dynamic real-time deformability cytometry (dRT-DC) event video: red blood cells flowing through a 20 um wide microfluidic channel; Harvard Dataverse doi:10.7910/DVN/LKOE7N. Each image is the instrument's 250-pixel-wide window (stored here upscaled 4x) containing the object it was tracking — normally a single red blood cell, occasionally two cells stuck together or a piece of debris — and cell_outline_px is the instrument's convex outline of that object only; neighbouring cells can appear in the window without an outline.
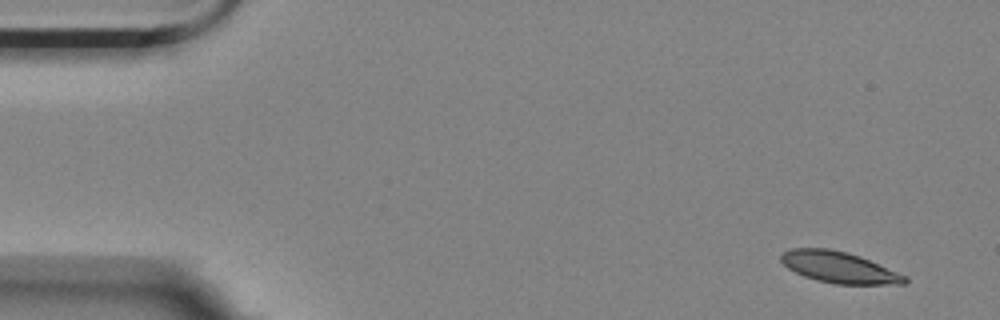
{"species": "Egyptian fruit bat (a non-hibernating species)", "species_latin": "Rousettus aegyptiacus", "temperature_condition": "room temperature", "stored_images_in_passage": 4, "camera_frame_rate_fps": 3000, "um_per_image_px": 0.085, "animal": {"sex": "female"}, "frame": {"image": 1, "passage_image": 1, "time_ms": 0.0, "image_size_px": [1000, 320], "cell_outline_px": [[908, 284], [836, 284], [816, 280], [804, 276], [788, 268], [780, 260], [780, 256], [784, 252], [792, 248], [828, 248], [848, 252], [860, 256], [908, 276]], "centroid_in_image_um": [71.35, 22.72], "position_along_channel_um": 13.6, "area_um2": 22.6}}